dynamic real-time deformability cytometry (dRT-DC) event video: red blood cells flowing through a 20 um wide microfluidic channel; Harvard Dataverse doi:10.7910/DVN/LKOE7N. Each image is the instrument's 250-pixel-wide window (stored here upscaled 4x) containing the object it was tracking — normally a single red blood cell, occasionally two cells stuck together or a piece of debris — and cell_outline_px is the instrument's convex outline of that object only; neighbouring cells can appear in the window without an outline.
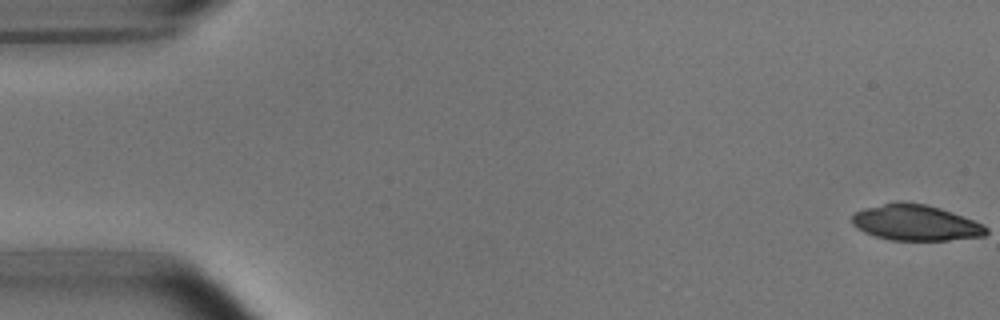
{"species": "common noctule bat (a hibernating species)", "species_latin": "Nyctalus noctula", "temperature_condition": "room temperature", "stored_images_in_passage": 8, "camera_frame_rate_fps": 3000, "um_per_image_px": 0.085, "animal": {"sex": "male", "body_mass_g": 15.6}, "frame": {"image": 1, "passage_image": 1, "time_ms": 0.0, "image_size_px": [1000, 320], "cell_outline_px": [[984, 232], [936, 240], [912, 240], [888, 236], [872, 232], [860, 224], [856, 220], [856, 216], [868, 212], [896, 204], [912, 204], [932, 208], [968, 220], [984, 228]], "centroid_in_image_um": [77.91, 18.96], "position_along_channel_um": 7.1, "area_um2": 22.43}}